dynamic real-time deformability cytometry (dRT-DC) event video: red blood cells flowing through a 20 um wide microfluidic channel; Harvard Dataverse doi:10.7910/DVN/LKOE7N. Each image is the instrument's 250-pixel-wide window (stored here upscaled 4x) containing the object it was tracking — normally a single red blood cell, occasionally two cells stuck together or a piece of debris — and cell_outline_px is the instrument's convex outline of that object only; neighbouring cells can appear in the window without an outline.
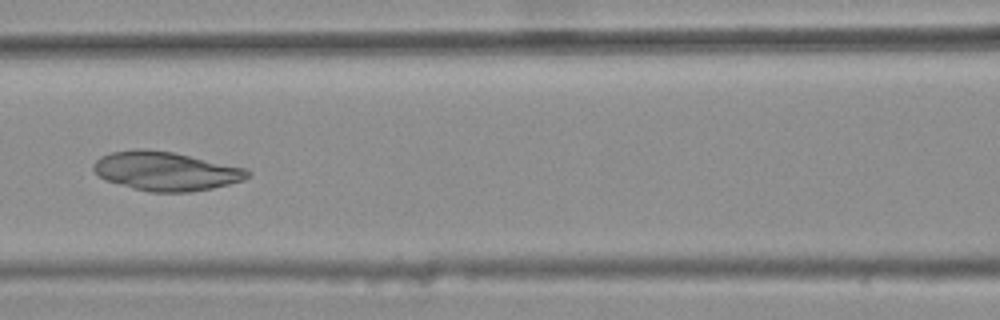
{"species": "common noctule bat (a hibernating species)", "species_latin": "Nyctalus noctula", "temperature_condition": "warm", "stored_images_in_passage": 8, "camera_frame_rate_fps": 3000, "um_per_image_px": 0.085, "animal": {"sex": "female", "body_mass_g": 25.1}, "frame": {"image": 1, "passage_image": 5, "time_ms": 1.333, "image_size_px": [1000, 320], "cell_outline_px": [[252, 172], [244, 180], [212, 188], [188, 192], [148, 192], [104, 180], [92, 168], [92, 164], [100, 156], [112, 152], [140, 148], [172, 152], [244, 168]], "centroid_in_image_um": [14.06, 14.55], "position_along_channel_um": 152.5, "area_um2": 34.68}}
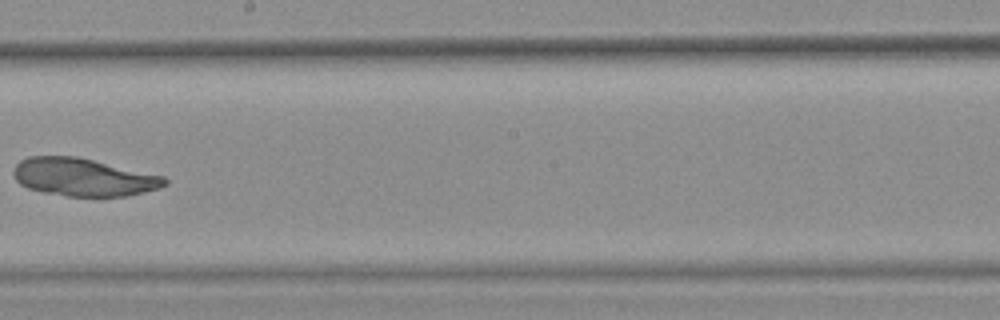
{"frame": {"image": 2, "passage_image": 7, "time_ms": 2.0, "image_size_px": [1000, 320], "cell_outline_px": [[168, 184], [160, 188], [128, 196], [68, 196], [44, 192], [28, 188], [20, 184], [16, 180], [12, 172], [12, 168], [20, 160], [28, 156], [76, 156], [164, 176], [168, 180]], "centroid_in_image_um": [7.08, 15.06], "position_along_channel_um": 241.1, "area_um2": 33.41}}
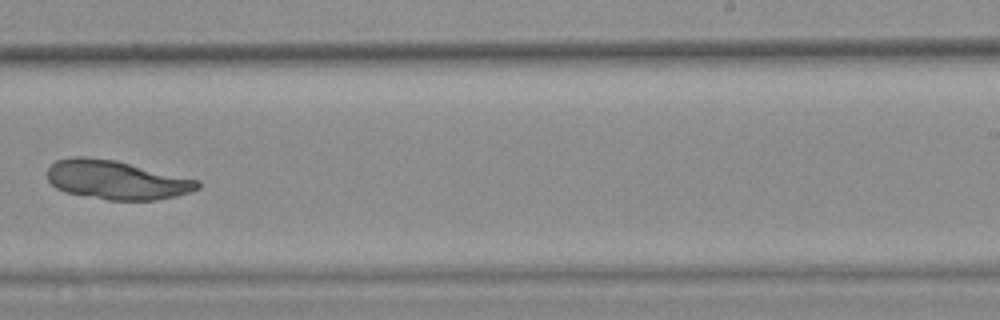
{"frame": {"image": 3, "passage_image": 8, "time_ms": 2.333, "image_size_px": [1000, 320], "cell_outline_px": [[200, 188], [192, 192], [176, 196], [156, 200], [108, 200], [64, 192], [56, 188], [48, 180], [48, 168], [56, 160], [72, 156], [84, 156], [116, 160], [200, 180]], "centroid_in_image_um": [9.91, 15.29], "position_along_channel_um": 279.1, "area_um2": 34.33}}